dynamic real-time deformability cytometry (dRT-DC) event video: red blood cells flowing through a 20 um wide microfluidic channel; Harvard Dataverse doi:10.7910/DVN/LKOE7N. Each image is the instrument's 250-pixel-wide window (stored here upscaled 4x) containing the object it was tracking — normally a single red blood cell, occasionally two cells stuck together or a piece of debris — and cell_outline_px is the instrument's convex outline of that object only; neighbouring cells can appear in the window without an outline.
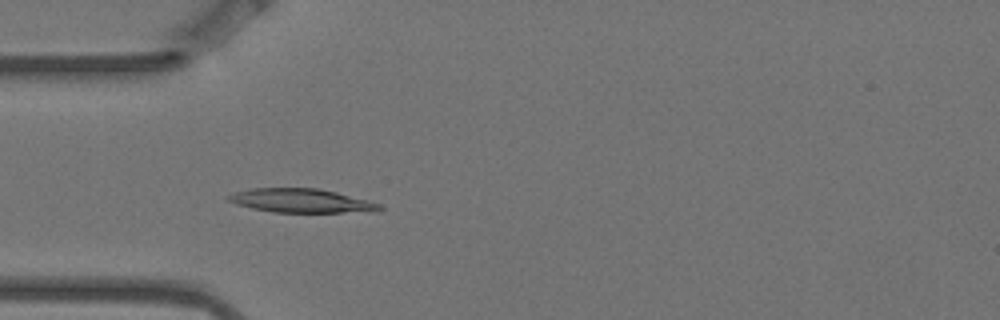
{"species": "Egyptian fruit bat (a non-hibernating species)", "species_latin": "Rousettus aegyptiacus", "temperature_condition": "warm", "stored_images_in_passage": 5, "camera_frame_rate_fps": 3000, "um_per_image_px": 0.085, "animal": {"sex": "female"}, "frame": {"image": 1, "passage_image": 5, "time_ms": 1.333, "image_size_px": [1000, 320], "cell_outline_px": [[384, 208], [372, 212], [272, 212], [252, 208], [236, 204], [228, 200], [224, 196], [232, 192], [252, 188], [320, 188], [368, 200], [380, 204]], "centroid_in_image_um": [25.58, 17.05], "position_along_channel_um": 59.4, "area_um2": 21.15}}